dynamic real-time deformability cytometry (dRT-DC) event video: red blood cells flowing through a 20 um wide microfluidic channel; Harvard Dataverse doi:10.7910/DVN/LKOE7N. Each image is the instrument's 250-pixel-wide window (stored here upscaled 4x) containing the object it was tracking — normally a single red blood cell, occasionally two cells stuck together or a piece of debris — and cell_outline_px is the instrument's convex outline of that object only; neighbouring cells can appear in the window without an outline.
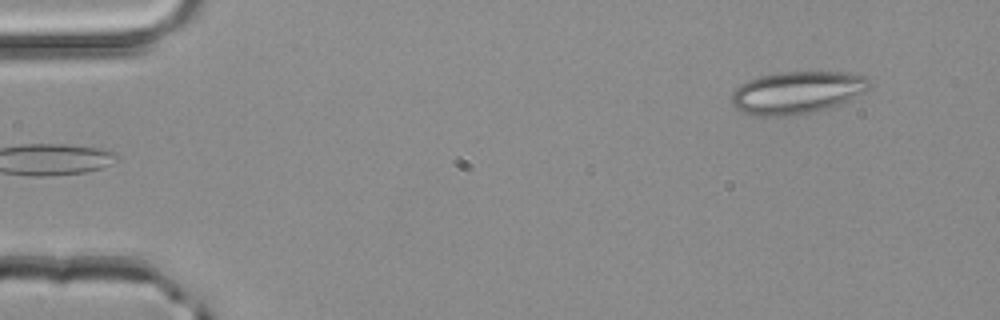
{"species": "common noctule bat (a hibernating species)", "species_latin": "Nyctalus noctula", "temperature_condition": "room temperature", "stored_images_in_passage": 3, "camera_frame_rate_fps": 3000, "um_per_image_px": 0.085, "animal": {"sex": "male", "body_mass_g": 20.4}, "frame": {"image": 1, "passage_image": 3, "time_ms": 0.667, "image_size_px": [1000, 320], "cell_outline_px": [[872, 84], [864, 92], [840, 104], [812, 112], [792, 116], [756, 116], [744, 112], [736, 108], [732, 104], [732, 92], [740, 84], [748, 80], [760, 76], [780, 72], [840, 72], [868, 76]], "centroid_in_image_um": [67.75, 7.86], "position_along_channel_um": 17.2, "area_um2": 34.1}}